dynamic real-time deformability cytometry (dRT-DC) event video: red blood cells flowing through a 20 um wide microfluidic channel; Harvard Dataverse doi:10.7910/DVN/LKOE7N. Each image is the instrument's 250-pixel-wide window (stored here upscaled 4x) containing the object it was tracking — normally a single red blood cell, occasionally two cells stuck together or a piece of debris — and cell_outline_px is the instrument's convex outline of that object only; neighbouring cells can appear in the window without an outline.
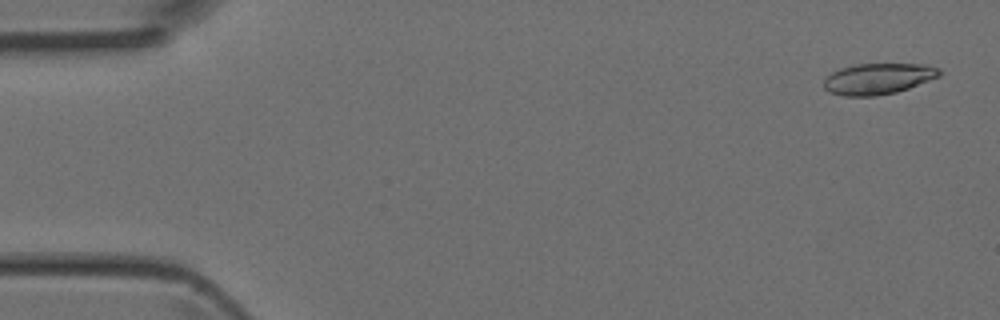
{"species": "Egyptian fruit bat (a non-hibernating species)", "species_latin": "Rousettus aegyptiacus", "temperature_condition": "room temperature", "stored_images_in_passage": 4, "camera_frame_rate_fps": 3000, "um_per_image_px": 0.085, "animal": {"sex": "female"}, "frame": {"image": 1, "passage_image": 1, "time_ms": 0.0, "image_size_px": [1000, 320], "cell_outline_px": [[940, 76], [908, 88], [896, 92], [876, 96], [844, 96], [828, 92], [824, 88], [824, 80], [832, 72], [840, 68], [856, 64], [928, 64], [940, 68]], "centroid_in_image_um": [74.64, 6.69], "position_along_channel_um": 10.4, "area_um2": 20.92}}